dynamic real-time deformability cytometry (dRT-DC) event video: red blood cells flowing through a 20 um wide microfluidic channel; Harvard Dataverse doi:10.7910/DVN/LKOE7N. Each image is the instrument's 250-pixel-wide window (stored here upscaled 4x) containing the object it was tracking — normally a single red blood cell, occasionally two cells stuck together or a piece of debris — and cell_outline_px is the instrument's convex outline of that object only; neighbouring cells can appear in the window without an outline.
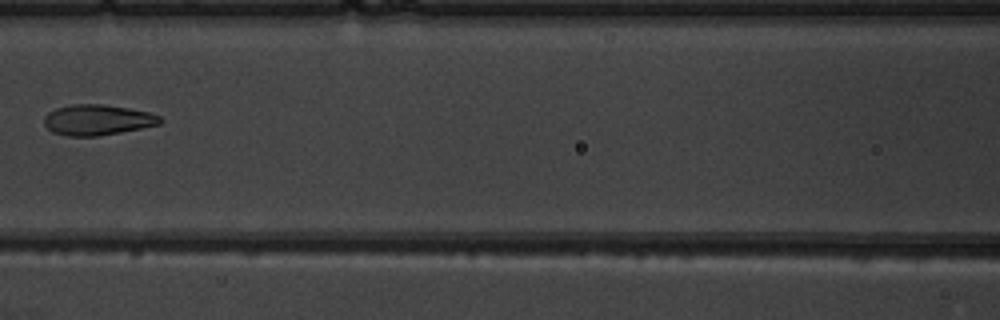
{"species": "common noctule bat (a hibernating species)", "species_latin": "Nyctalus noctula", "temperature_condition": "warm", "stored_images_in_passage": 6, "camera_frame_rate_fps": 3000, "um_per_image_px": 0.085, "animal": {"sex": "male", "body_mass_g": 19.5, "forearm_length_mm": 54.6}, "frame": {"image": 1, "passage_image": 6, "time_ms": 6.667, "image_size_px": [1000, 320], "cell_outline_px": [[164, 120], [160, 124], [120, 132], [96, 136], [68, 136], [52, 132], [44, 124], [44, 116], [48, 112], [56, 108], [72, 104], [104, 104], [128, 108], [148, 112], [160, 116]], "centroid_in_image_um": [8.27, 10.18], "position_along_channel_um": 158.3, "area_um2": 20.63}}